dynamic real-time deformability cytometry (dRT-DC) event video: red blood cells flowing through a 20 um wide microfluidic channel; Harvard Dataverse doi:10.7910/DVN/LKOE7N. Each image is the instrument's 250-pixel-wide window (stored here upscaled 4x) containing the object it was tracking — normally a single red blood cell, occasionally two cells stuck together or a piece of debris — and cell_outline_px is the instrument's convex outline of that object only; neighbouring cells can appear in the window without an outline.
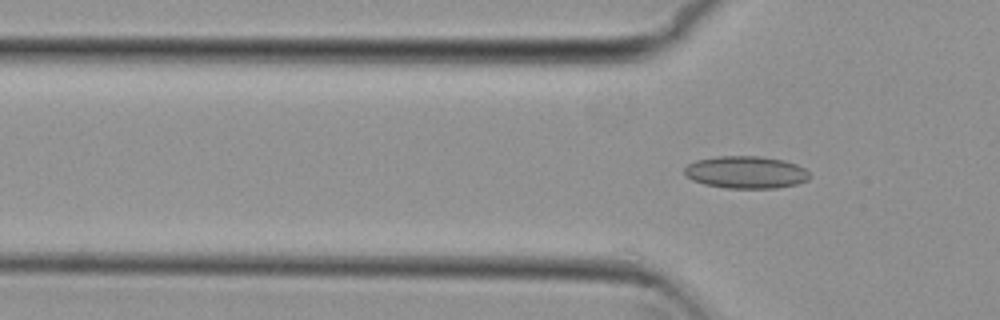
{"species": "common noctule bat (a hibernating species)", "species_latin": "Nyctalus noctula", "temperature_condition": "cold", "stored_images_in_passage": 16, "camera_frame_rate_fps": 3000, "um_per_image_px": 0.085, "animal": {"sex": "female", "body_mass_g": 29.2, "forearm_length_mm": 56.3}, "frame": {"image": 1, "passage_image": 16, "time_ms": 5.0, "image_size_px": [1000, 320], "cell_outline_px": [[808, 180], [796, 184], [776, 188], [724, 188], [704, 184], [692, 180], [684, 172], [684, 168], [688, 164], [696, 160], [720, 156], [756, 156], [784, 160], [796, 164], [804, 168], [808, 172]], "centroid_in_image_um": [63.39, 14.64], "position_along_channel_um": 62.4, "area_um2": 23.47}}